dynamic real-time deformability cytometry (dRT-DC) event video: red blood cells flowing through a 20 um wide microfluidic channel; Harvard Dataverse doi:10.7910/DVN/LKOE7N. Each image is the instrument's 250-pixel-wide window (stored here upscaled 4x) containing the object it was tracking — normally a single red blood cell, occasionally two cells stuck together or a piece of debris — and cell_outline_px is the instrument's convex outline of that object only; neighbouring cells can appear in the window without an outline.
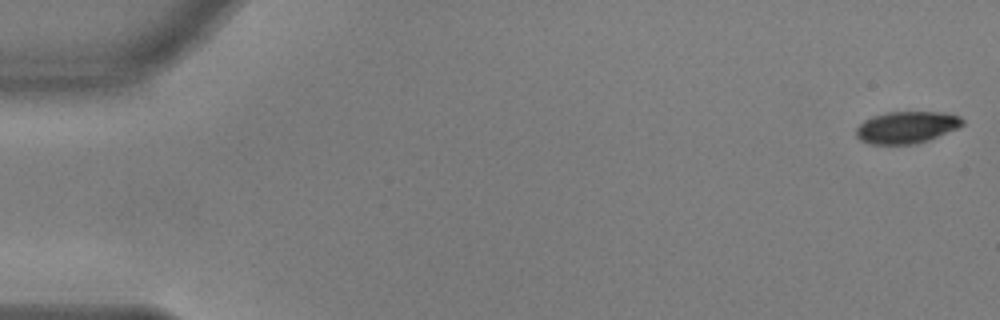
{"species": "common noctule bat (a hibernating species)", "species_latin": "Nyctalus noctula", "temperature_condition": "warm", "stored_images_in_passage": 55, "camera_frame_rate_fps": 3000, "um_per_image_px": 0.085, "animal": {"sex": "male", "body_mass_g": 17.9, "forearm_length_mm": 54.2}, "frame": {"image": 1, "passage_image": 1, "time_ms": 0.0, "image_size_px": [1000, 320], "cell_outline_px": [[964, 124], [956, 128], [928, 140], [916, 144], [872, 144], [860, 140], [856, 136], [856, 128], [864, 120], [872, 116], [888, 112], [948, 112], [960, 116], [964, 120]], "centroid_in_image_um": [77.06, 10.81], "position_along_channel_um": 7.9, "area_um2": 19.77}}
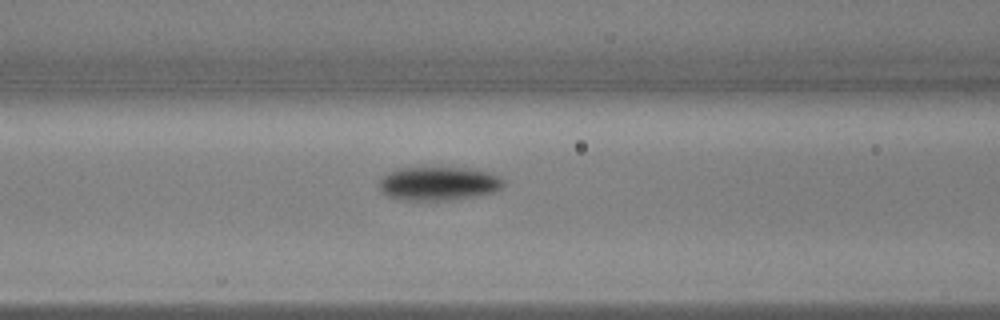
{"frame": {"image": 2, "passage_image": 23, "time_ms": 7.333, "image_size_px": [1000, 320], "cell_outline_px": [[504, 184], [496, 192], [452, 200], [404, 200], [388, 196], [380, 188], [380, 180], [388, 172], [400, 168], [432, 164], [472, 168], [488, 172], [500, 176], [504, 180]], "centroid_in_image_um": [37.31, 15.54], "position_along_channel_um": 129.3, "area_um2": 25.37}}
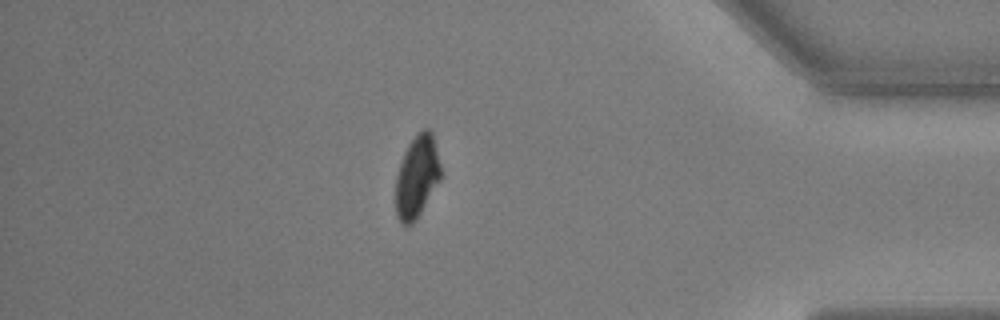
{"frame": {"image": 3, "passage_image": 48, "time_ms": 15.667, "image_size_px": [1000, 320], "cell_outline_px": [[440, 180], [416, 220], [408, 228], [400, 224], [396, 216], [396, 176], [404, 152], [408, 144], [424, 128], [428, 128], [432, 132], [440, 164]], "centroid_in_image_um": [35.42, 15.07], "position_along_channel_um": 399.8, "area_um2": 21.56}, "authors_computed_cell_mechanics": {"area_um2": 22.542, "velocity_mm_per_s": 3.6615, "shape_relaxation_time_tau1_ms": 2.1184, "shape_relaxation_time_tau2_ms": 8.5206, "deformation_change_tau1": 0.1302, "deformation_change_tau2": 0.0704}}